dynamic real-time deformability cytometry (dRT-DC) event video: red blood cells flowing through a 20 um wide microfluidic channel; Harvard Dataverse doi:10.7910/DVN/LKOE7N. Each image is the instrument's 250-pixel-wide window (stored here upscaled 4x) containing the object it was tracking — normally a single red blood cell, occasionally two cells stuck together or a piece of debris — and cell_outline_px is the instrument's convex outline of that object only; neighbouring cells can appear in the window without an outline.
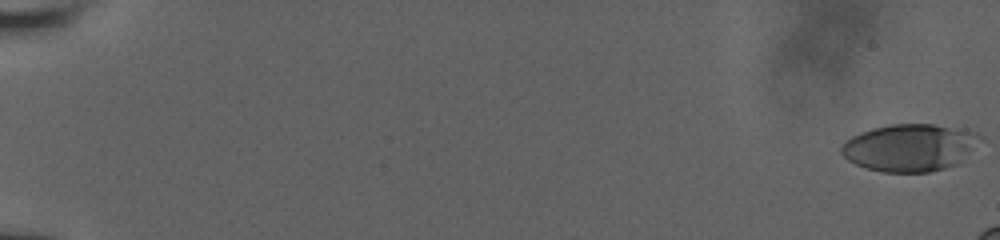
{"species": "human", "species_latin": "Homo sapiens", "temperature_condition": "room temperature", "stored_images_in_passage": 18, "camera_frame_rate_fps": 3000, "um_per_image_px": 0.085, "donor": {"sex": "male"}, "frame": {"image": 1, "passage_image": 1, "time_ms": 0.0, "image_size_px": [1000, 240], "cell_outline_px": [[980, 136], [960, 164], [928, 172], [884, 172], [868, 168], [856, 164], [848, 160], [840, 152], [840, 148], [844, 140], [860, 132], [872, 128], [892, 124], [932, 124], [976, 132]], "centroid_in_image_um": [77.27, 12.55], "position_along_channel_um": 7.7, "area_um2": 37.86}}